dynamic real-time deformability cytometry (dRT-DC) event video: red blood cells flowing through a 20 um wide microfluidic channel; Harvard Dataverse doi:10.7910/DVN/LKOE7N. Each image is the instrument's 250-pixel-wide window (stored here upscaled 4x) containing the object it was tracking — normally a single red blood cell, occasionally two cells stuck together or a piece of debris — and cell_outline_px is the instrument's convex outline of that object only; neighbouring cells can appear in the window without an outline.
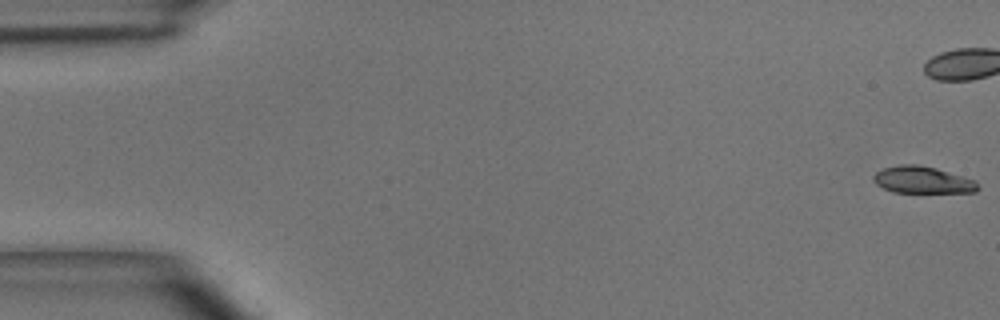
{"species": "common noctule bat (a hibernating species)", "species_latin": "Nyctalus noctula", "temperature_condition": "room temperature", "stored_images_in_passage": 51, "camera_frame_rate_fps": 3000, "um_per_image_px": 0.085, "animal": {"sex": "male", "body_mass_g": 15.6}, "frame": {"image": 1, "passage_image": 1, "time_ms": 0.0, "image_size_px": [1000, 320], "cell_outline_px": [[980, 188], [976, 192], [892, 192], [876, 184], [872, 180], [872, 176], [876, 172], [884, 168], [900, 164], [916, 164], [936, 168], [976, 180]], "centroid_in_image_um": [78.41, 15.29], "position_along_channel_um": 6.6, "area_um2": 16.42}}
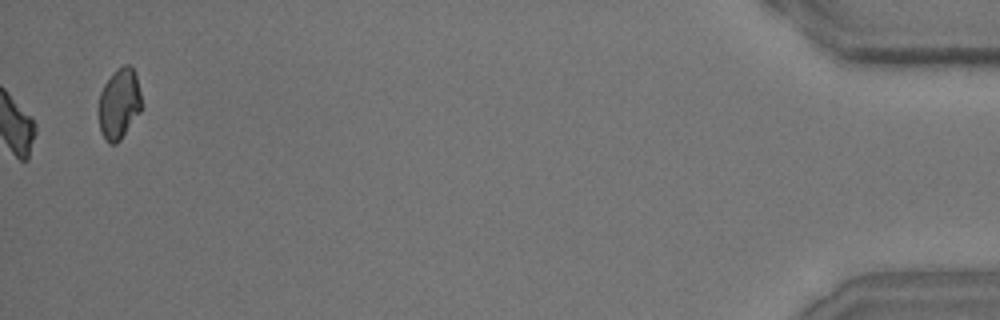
{"frame": {"image": 2, "passage_image": 51, "time_ms": 16.667, "image_size_px": [1000, 320], "cell_outline_px": [[140, 112], [120, 140], [116, 144], [108, 144], [104, 140], [100, 132], [100, 92], [104, 84], [112, 72], [116, 68], [124, 64], [128, 64], [132, 68], [136, 76], [140, 92]], "centroid_in_image_um": [10.11, 8.82], "position_along_channel_um": 425.1, "area_um2": 17.51}, "authors_computed_cell_mechanics": {"area_um2": 17.8024, "velocity_mm_per_s": 4.0041, "shape_relaxation_time_tau1_ms": 4.7591, "shape_relaxation_time_tau2_ms": 4.9953, "deformation_change_tau1": 0.1694, "deformation_change_tau2": 0.1327}}